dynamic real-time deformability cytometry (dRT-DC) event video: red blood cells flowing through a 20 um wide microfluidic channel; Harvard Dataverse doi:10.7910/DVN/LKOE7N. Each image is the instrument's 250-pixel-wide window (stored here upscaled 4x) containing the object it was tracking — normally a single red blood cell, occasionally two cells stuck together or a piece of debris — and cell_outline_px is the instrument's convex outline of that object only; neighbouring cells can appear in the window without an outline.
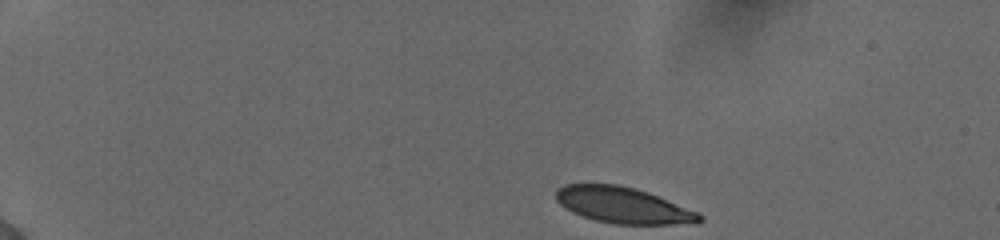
{"species": "human", "species_latin": "Homo sapiens", "temperature_condition": "cold", "stored_images_in_passage": 45, "camera_frame_rate_fps": 3000, "um_per_image_px": 0.085, "donor": {"sex": "female"}, "frame": {"image": 1, "passage_image": 1, "time_ms": 0.0, "image_size_px": [1000, 240], "cell_outline_px": [[704, 220], [696, 224], [616, 224], [596, 220], [572, 212], [564, 208], [556, 200], [556, 188], [564, 184], [616, 184], [636, 188], [648, 192], [696, 212], [704, 216]], "centroid_in_image_um": [52.95, 17.44], "position_along_channel_um": 32.0, "area_um2": 30.11}}
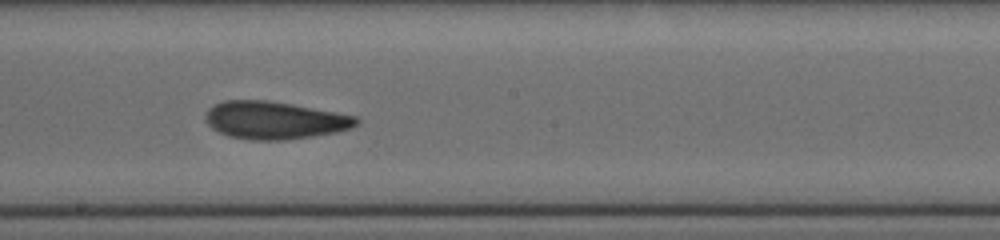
{"frame": {"image": 2, "passage_image": 24, "time_ms": 7.667, "image_size_px": [1000, 240], "cell_outline_px": [[360, 120], [352, 128], [336, 132], [312, 136], [284, 140], [252, 140], [228, 136], [212, 128], [204, 120], [204, 116], [208, 108], [224, 100], [264, 100], [292, 104], [336, 112], [356, 116]], "centroid_in_image_um": [23.32, 10.22], "position_along_channel_um": 224.9, "area_um2": 33.06}}
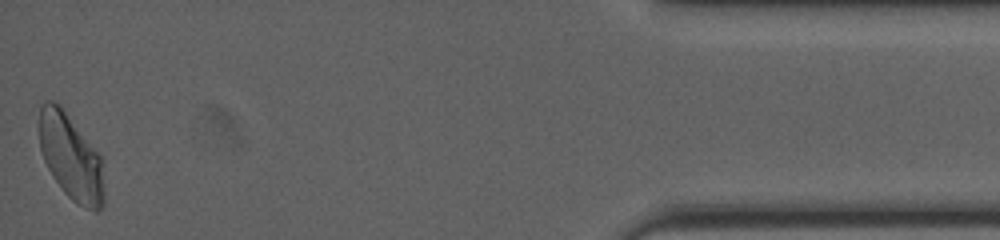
{"frame": {"image": 3, "passage_image": 45, "time_ms": 14.667, "image_size_px": [1000, 240], "cell_outline_px": [[104, 204], [96, 212], [84, 208], [76, 204], [64, 192], [52, 176], [44, 160], [40, 148], [40, 108], [44, 100], [52, 100], [60, 104], [100, 156], [104, 192]], "centroid_in_image_um": [6.01, 13.37], "position_along_channel_um": 429.2, "area_um2": 32.14}, "authors_computed_cell_mechanics": {"area_um2": 32.4258, "velocity_mm_per_s": 3.8627, "shape_relaxation_time_tau1_ms": 6.2558, "shape_relaxation_time_tau2_ms": 2.8579, "deformation_change_tau1": 0.1641, "deformation_change_tau2": 0.0836}}